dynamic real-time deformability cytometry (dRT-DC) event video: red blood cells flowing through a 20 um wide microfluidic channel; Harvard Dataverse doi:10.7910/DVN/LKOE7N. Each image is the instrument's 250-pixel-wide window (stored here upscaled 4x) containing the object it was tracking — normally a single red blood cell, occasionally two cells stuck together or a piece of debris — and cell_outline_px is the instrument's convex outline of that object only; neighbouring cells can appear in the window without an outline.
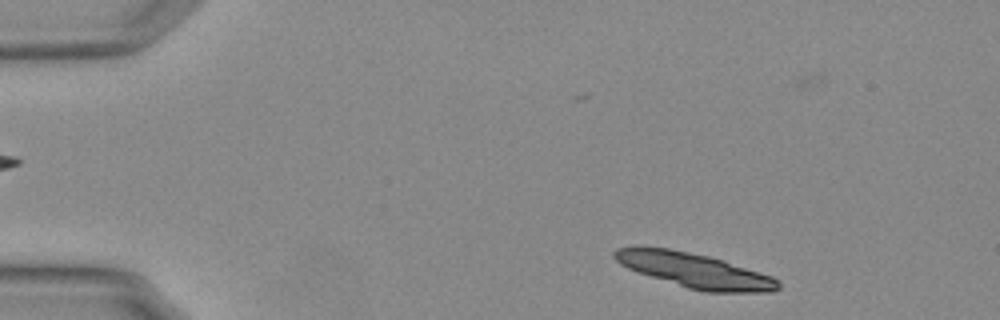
{"species": "Egyptian fruit bat (a non-hibernating species)", "species_latin": "Rousettus aegyptiacus", "temperature_condition": "warm", "stored_images_in_passage": 49, "segment_of_instrument_passage": [1, 2], "camera_frame_rate_fps": 3000, "um_per_image_px": 0.085, "animal": {"sex": "female"}, "frame": {"image": 1, "passage_image": 2, "time_ms": 0.333, "image_size_px": [1000, 320], "cell_outline_px": [[780, 288], [772, 292], [704, 292], [688, 288], [628, 268], [620, 264], [612, 256], [612, 252], [616, 248], [636, 244], [668, 248], [708, 256], [724, 260], [772, 276], [780, 284]], "centroid_in_image_um": [58.98, 22.95], "position_along_channel_um": 26.0, "area_um2": 33.23}}